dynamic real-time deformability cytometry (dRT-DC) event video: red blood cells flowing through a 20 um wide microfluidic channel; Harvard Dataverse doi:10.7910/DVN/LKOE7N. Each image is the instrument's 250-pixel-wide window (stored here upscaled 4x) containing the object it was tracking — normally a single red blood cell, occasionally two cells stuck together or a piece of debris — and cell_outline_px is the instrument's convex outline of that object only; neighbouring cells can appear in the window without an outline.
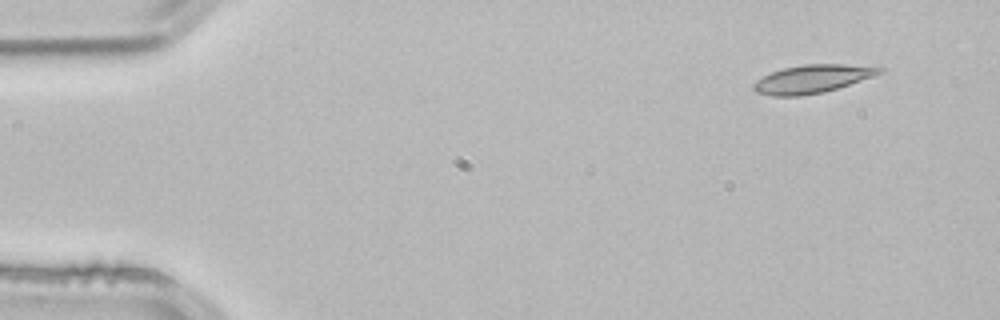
{"species": "common noctule bat (a hibernating species)", "species_latin": "Nyctalus noctula", "temperature_condition": "room temperature", "stored_images_in_passage": 3, "camera_frame_rate_fps": 3000, "um_per_image_px": 0.085, "animal": {"sex": "male", "body_mass_g": 21.5, "forearm_length_mm": 52.0}, "frame": {"image": 1, "passage_image": 1, "time_ms": 0.0, "image_size_px": [1000, 320], "cell_outline_px": [[884, 72], [824, 92], [800, 96], [772, 96], [756, 92], [752, 88], [752, 84], [756, 80], [772, 72], [784, 68], [804, 64], [844, 64], [884, 68]], "centroid_in_image_um": [68.99, 6.71], "position_along_channel_um": 16.0, "area_um2": 20.4}}
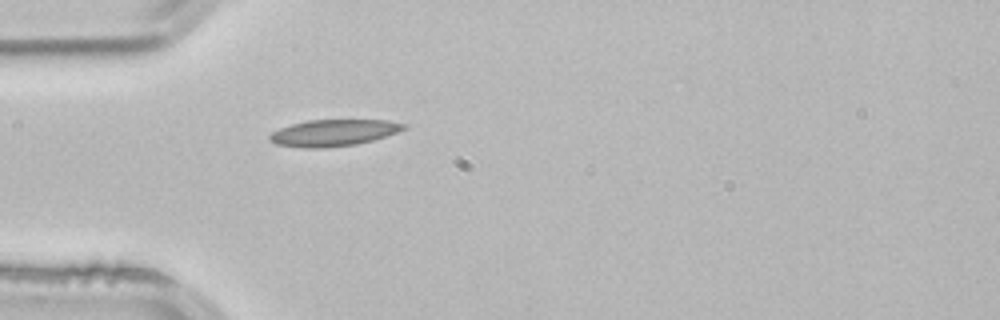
{"frame": {"image": 2, "passage_image": 3, "time_ms": 0.667, "image_size_px": [1000, 320], "cell_outline_px": [[408, 128], [372, 140], [356, 144], [324, 148], [300, 148], [276, 144], [268, 140], [268, 136], [272, 132], [280, 128], [292, 124], [308, 120], [388, 120], [408, 124]], "centroid_in_image_um": [28.33, 11.29], "position_along_channel_um": 56.7, "area_um2": 20.81}}